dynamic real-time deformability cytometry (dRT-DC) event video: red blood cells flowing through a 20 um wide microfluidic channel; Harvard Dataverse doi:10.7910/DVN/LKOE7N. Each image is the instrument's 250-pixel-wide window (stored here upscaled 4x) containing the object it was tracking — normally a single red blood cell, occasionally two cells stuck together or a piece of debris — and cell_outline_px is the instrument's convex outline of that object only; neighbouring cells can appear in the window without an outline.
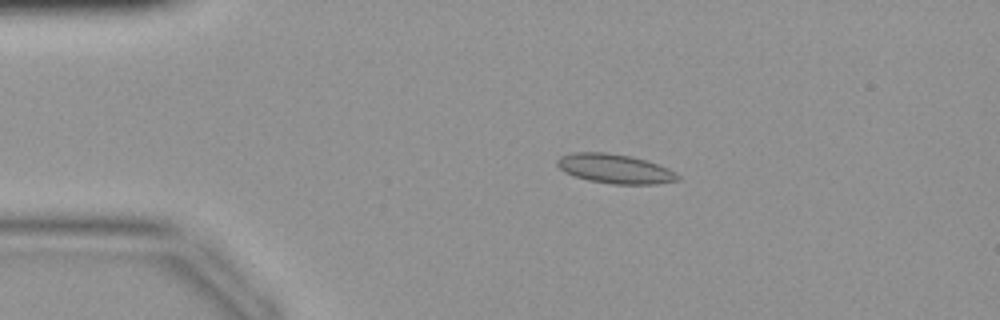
{"species": "common noctule bat (a hibernating species)", "species_latin": "Nyctalus noctula", "temperature_condition": "warm", "stored_images_in_passage": 43, "camera_frame_rate_fps": 3000, "um_per_image_px": 0.085, "animal": {"sex": "female", "body_mass_g": 19.9}, "frame": {"image": 1, "passage_image": 9, "time_ms": 2.667, "image_size_px": [1000, 320], "cell_outline_px": [[680, 180], [656, 184], [612, 184], [588, 180], [564, 172], [556, 164], [556, 160], [560, 156], [572, 152], [604, 152], [632, 156], [668, 168], [676, 172], [680, 176]], "centroid_in_image_um": [52.26, 14.34], "position_along_channel_um": 32.7, "area_um2": 20.63}}
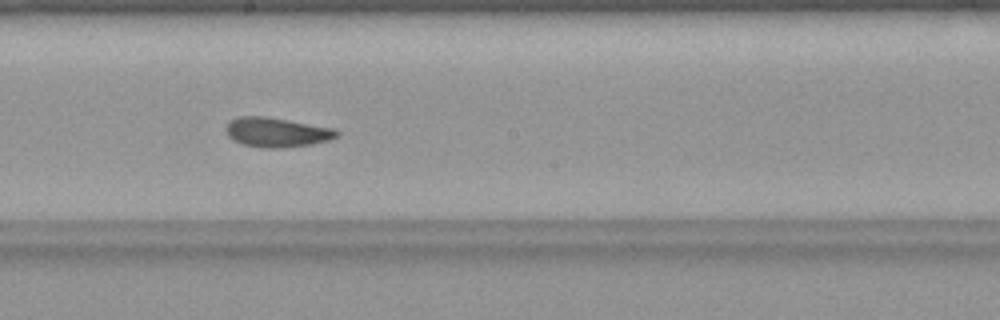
{"frame": {"image": 2, "passage_image": 24, "time_ms": 7.667, "image_size_px": [1000, 320], "cell_outline_px": [[340, 136], [328, 140], [312, 144], [280, 148], [264, 148], [244, 144], [232, 140], [228, 136], [224, 128], [232, 120], [240, 116], [264, 116], [336, 128], [340, 132]], "centroid_in_image_um": [23.55, 11.24], "position_along_channel_um": 224.6, "area_um2": 19.13}}
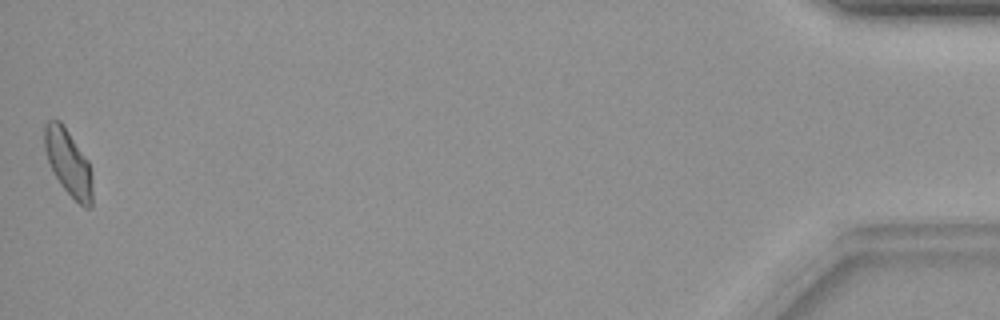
{"frame": {"image": 3, "passage_image": 43, "time_ms": 14.0, "image_size_px": [1000, 320], "cell_outline_px": [[92, 208], [84, 208], [60, 184], [52, 172], [44, 148], [44, 124], [48, 120], [60, 120], [88, 160], [92, 176]], "centroid_in_image_um": [5.8, 13.82], "position_along_channel_um": 429.4, "area_um2": 18.44}}